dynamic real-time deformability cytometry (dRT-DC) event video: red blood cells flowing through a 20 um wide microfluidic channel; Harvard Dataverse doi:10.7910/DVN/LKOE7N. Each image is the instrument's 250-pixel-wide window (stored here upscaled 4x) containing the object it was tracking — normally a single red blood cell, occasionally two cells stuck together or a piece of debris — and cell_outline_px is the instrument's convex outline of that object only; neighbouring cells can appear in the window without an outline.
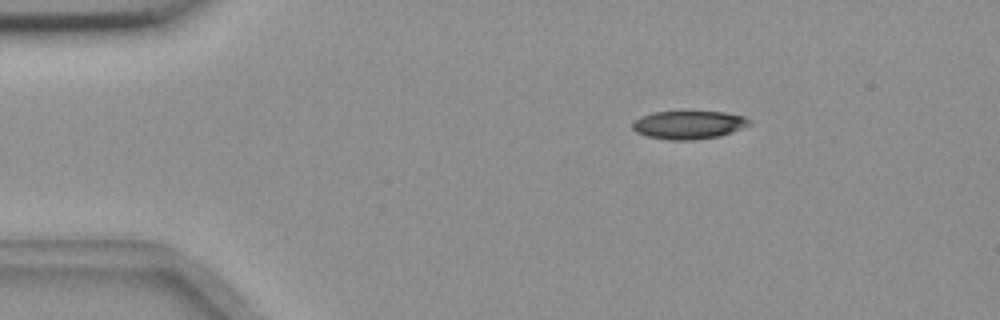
{"species": "common noctule bat (a hibernating species)", "species_latin": "Nyctalus noctula", "temperature_condition": "room temperature", "stored_images_in_passage": 3, "camera_frame_rate_fps": 3000, "um_per_image_px": 0.085, "animal": {"sex": "female", "body_mass_g": 18.4}, "frame": {"image": 1, "passage_image": 1, "time_ms": 0.0, "image_size_px": [1000, 320], "cell_outline_px": [[752, 124], [732, 132], [720, 136], [692, 140], [672, 140], [648, 136], [636, 132], [632, 128], [632, 124], [640, 116], [652, 112], [724, 112], [744, 116], [752, 120]], "centroid_in_image_um": [58.57, 10.61], "position_along_channel_um": 26.4, "area_um2": 19.19}}